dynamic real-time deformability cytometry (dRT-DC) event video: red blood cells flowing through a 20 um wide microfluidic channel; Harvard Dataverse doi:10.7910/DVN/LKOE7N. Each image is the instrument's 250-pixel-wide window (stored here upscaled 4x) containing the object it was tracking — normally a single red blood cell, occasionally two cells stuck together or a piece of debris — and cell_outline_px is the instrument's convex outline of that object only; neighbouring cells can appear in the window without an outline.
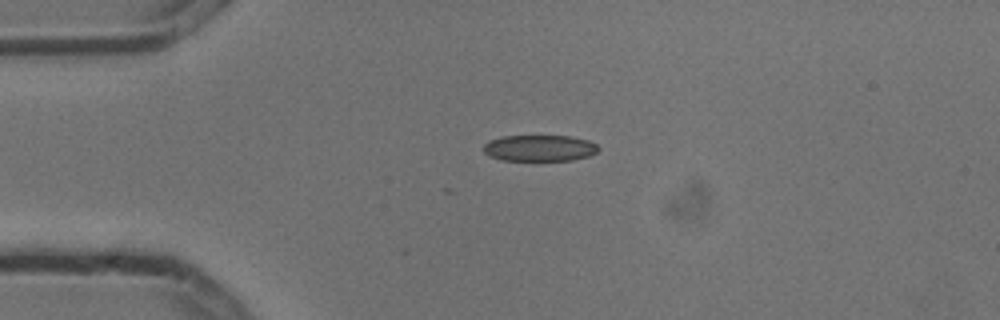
{"species": "common noctule bat (a hibernating species)", "species_latin": "Nyctalus noctula", "temperature_condition": "cold", "stored_images_in_passage": 4, "camera_frame_rate_fps": 3000, "um_per_image_px": 0.085, "animal": {"sex": "male", "body_mass_g": 13.3}, "frame": {"image": 1, "passage_image": 4, "time_ms": 1.0, "image_size_px": [1000, 320], "cell_outline_px": [[600, 148], [596, 152], [588, 156], [572, 160], [500, 160], [488, 156], [484, 152], [484, 144], [492, 140], [504, 136], [568, 136], [588, 140], [596, 144]], "centroid_in_image_um": [45.86, 12.59], "position_along_channel_um": 39.1, "area_um2": 17.46}}